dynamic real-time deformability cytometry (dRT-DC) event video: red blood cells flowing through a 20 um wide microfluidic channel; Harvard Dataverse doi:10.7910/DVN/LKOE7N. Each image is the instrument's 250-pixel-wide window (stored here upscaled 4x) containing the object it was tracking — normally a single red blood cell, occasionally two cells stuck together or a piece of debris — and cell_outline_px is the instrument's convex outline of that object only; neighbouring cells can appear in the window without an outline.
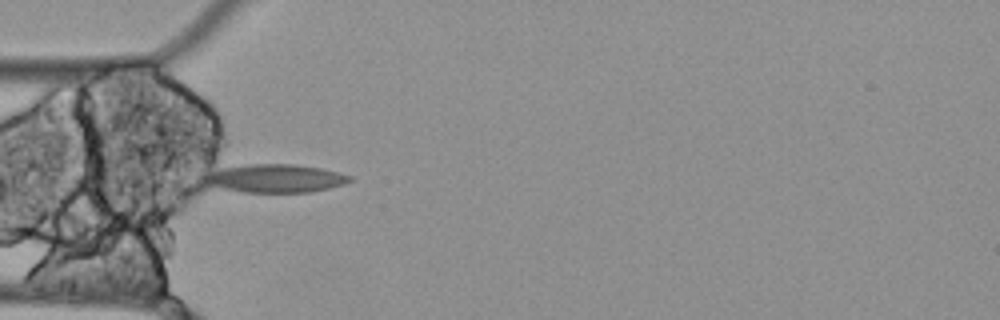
{"species": "Egyptian fruit bat (a non-hibernating species)", "species_latin": "Rousettus aegyptiacus", "temperature_condition": "cold", "stored_images_in_passage": 5, "camera_frame_rate_fps": 3000, "um_per_image_px": 0.085, "animal": {"sex": "female"}, "frame": {"image": 1, "passage_image": 5, "time_ms": 1.333, "image_size_px": [1000, 320], "cell_outline_px": [[352, 180], [344, 184], [328, 188], [308, 192], [244, 192], [224, 188], [208, 184], [200, 180], [200, 176], [204, 172], [220, 168], [248, 164], [296, 164], [320, 168], [352, 176]], "centroid_in_image_um": [23.31, 15.15], "position_along_channel_um": 61.7, "area_um2": 24.04}}